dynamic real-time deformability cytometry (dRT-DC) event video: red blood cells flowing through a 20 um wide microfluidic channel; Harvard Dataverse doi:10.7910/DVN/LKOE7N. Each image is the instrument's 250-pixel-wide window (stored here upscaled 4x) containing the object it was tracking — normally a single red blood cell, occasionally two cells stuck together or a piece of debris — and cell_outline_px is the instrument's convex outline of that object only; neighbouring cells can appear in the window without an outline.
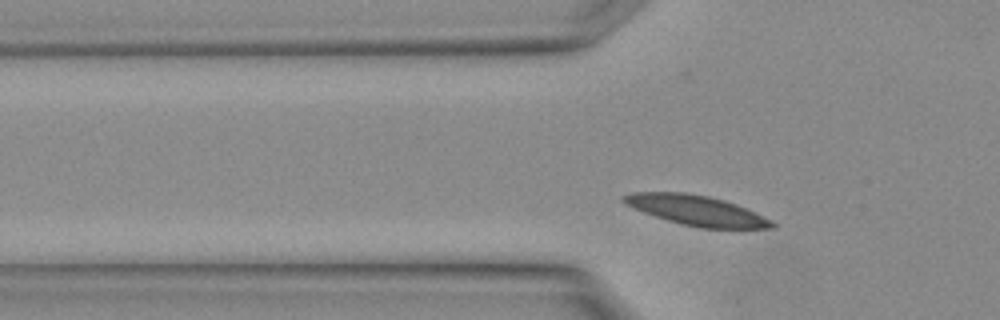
{"species": "Egyptian fruit bat (a non-hibernating species)", "species_latin": "Rousettus aegyptiacus", "temperature_condition": "warm", "stored_images_in_passage": 4, "camera_frame_rate_fps": 3000, "um_per_image_px": 0.085, "animal": {"sex": "female"}, "frame": {"image": 1, "passage_image": 4, "time_ms": 1.0, "image_size_px": [1000, 320], "cell_outline_px": [[776, 228], [700, 228], [680, 224], [632, 208], [624, 204], [620, 200], [620, 196], [632, 192], [684, 192], [708, 196], [724, 200], [744, 208], [772, 220], [776, 224]], "centroid_in_image_um": [59.14, 17.88], "position_along_channel_um": 66.7, "area_um2": 25.84}}